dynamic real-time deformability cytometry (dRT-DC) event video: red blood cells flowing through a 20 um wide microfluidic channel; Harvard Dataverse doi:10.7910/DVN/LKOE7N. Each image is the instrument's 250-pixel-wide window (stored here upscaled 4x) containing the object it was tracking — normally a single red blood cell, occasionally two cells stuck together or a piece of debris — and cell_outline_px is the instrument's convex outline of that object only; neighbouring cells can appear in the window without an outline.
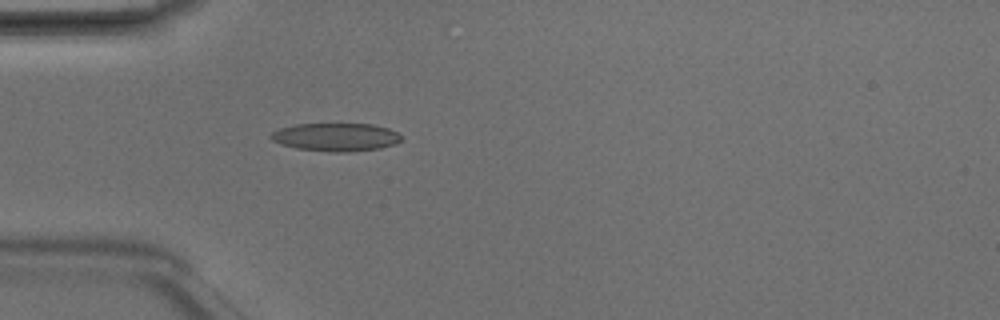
{"species": "Egyptian fruit bat (a non-hibernating species)", "species_latin": "Rousettus aegyptiacus", "temperature_condition": "room temperature", "stored_images_in_passage": 3, "camera_frame_rate_fps": 3000, "um_per_image_px": 0.085, "animal": {"sex": "male"}, "frame": {"image": 1, "passage_image": 3, "time_ms": 0.667, "image_size_px": [1000, 320], "cell_outline_px": [[400, 140], [392, 144], [380, 148], [348, 152], [332, 152], [296, 148], [280, 144], [272, 140], [268, 136], [272, 132], [280, 128], [296, 124], [372, 124], [388, 128], [396, 132], [400, 136]], "centroid_in_image_um": [28.49, 11.65], "position_along_channel_um": 56.5, "area_um2": 21.21}}